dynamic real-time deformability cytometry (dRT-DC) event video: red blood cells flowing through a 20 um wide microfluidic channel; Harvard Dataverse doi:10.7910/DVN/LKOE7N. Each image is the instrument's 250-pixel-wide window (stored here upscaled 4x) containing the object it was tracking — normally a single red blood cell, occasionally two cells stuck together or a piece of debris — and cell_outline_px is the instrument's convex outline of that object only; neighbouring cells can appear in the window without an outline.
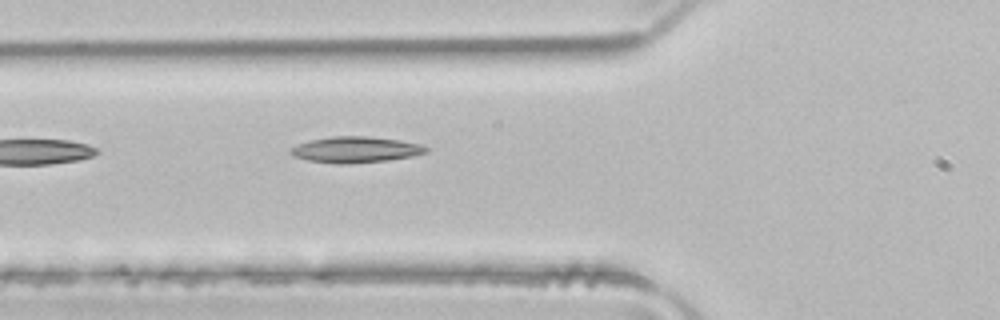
{"species": "common noctule bat (a hibernating species)", "species_latin": "Nyctalus noctula", "temperature_condition": "room temperature", "stored_images_in_passage": 13, "camera_frame_rate_fps": 3000, "um_per_image_px": 0.085, "animal": {"sex": "male", "body_mass_g": 21.5, "forearm_length_mm": 52.0}, "frame": {"image": 1, "passage_image": 4, "time_ms": 1.0, "image_size_px": [1000, 320], "cell_outline_px": [[428, 152], [412, 156], [388, 160], [344, 164], [336, 164], [308, 160], [292, 156], [288, 152], [296, 144], [312, 140], [332, 136], [368, 136], [400, 140], [420, 144], [428, 148]], "centroid_in_image_um": [30.21, 12.72], "position_along_channel_um": 95.6, "area_um2": 20.52}}
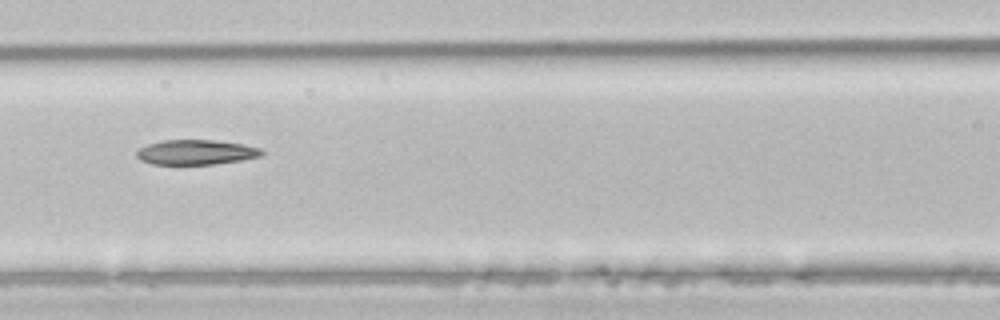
{"frame": {"image": 2, "passage_image": 8, "time_ms": 2.333, "image_size_px": [1000, 320], "cell_outline_px": [[264, 152], [260, 156], [240, 160], [212, 164], [152, 164], [140, 160], [136, 156], [136, 152], [140, 148], [148, 144], [164, 140], [216, 140], [240, 144], [260, 148]], "centroid_in_image_um": [16.62, 12.94], "position_along_channel_um": 150.0, "area_um2": 17.92}}
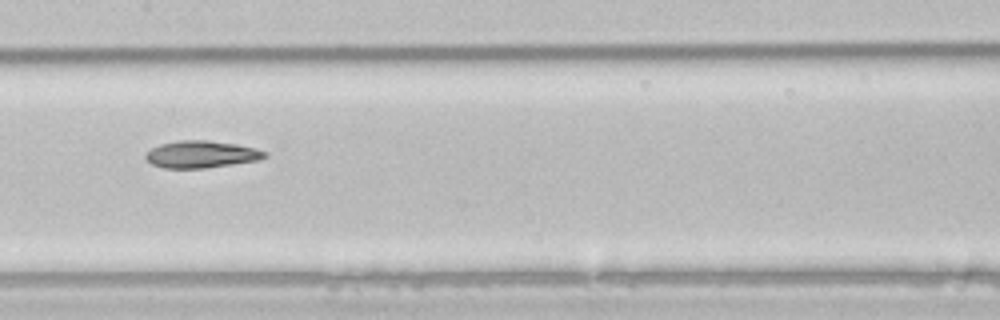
{"frame": {"image": 3, "passage_image": 11, "time_ms": 3.333, "image_size_px": [1000, 320], "cell_outline_px": [[268, 156], [260, 160], [204, 168], [164, 168], [152, 164], [144, 156], [144, 152], [160, 144], [180, 140], [208, 140], [236, 144], [256, 148], [268, 152]], "centroid_in_image_um": [17.13, 13.11], "position_along_channel_um": 190.3, "area_um2": 18.9}}